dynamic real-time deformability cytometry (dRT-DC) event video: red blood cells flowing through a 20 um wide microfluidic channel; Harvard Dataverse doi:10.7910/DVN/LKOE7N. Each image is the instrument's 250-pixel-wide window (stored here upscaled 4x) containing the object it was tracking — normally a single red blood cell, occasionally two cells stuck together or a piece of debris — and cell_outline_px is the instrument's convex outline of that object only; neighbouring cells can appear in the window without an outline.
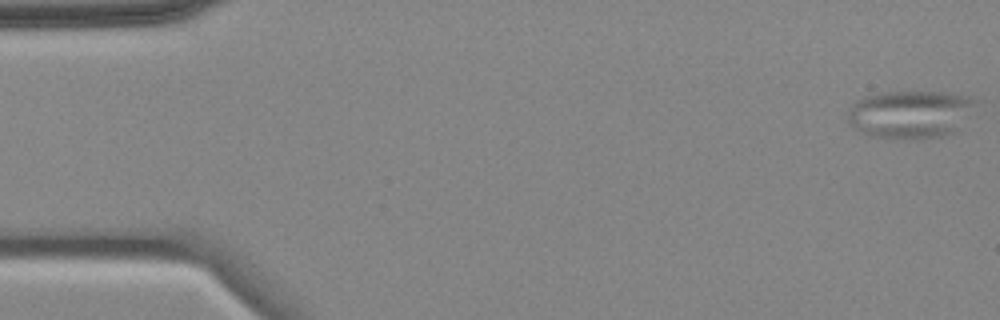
{"species": "common noctule bat (a hibernating species)", "species_latin": "Nyctalus noctula", "temperature_condition": "cold", "stored_images_in_passage": 6, "camera_frame_rate_fps": 3000, "um_per_image_px": 0.085, "animal": {"sex": "female", "body_mass_g": 18.4}, "frame": {"image": 1, "passage_image": 1, "time_ms": 0.0, "image_size_px": [1000, 320], "cell_outline_px": [[980, 100], [960, 132], [944, 136], [920, 140], [888, 140], [868, 136], [860, 132], [848, 124], [848, 108], [856, 100], [864, 96], [880, 92], [948, 92], [968, 96]], "centroid_in_image_um": [77.42, 9.75], "position_along_channel_um": 7.6, "area_um2": 37.51}}